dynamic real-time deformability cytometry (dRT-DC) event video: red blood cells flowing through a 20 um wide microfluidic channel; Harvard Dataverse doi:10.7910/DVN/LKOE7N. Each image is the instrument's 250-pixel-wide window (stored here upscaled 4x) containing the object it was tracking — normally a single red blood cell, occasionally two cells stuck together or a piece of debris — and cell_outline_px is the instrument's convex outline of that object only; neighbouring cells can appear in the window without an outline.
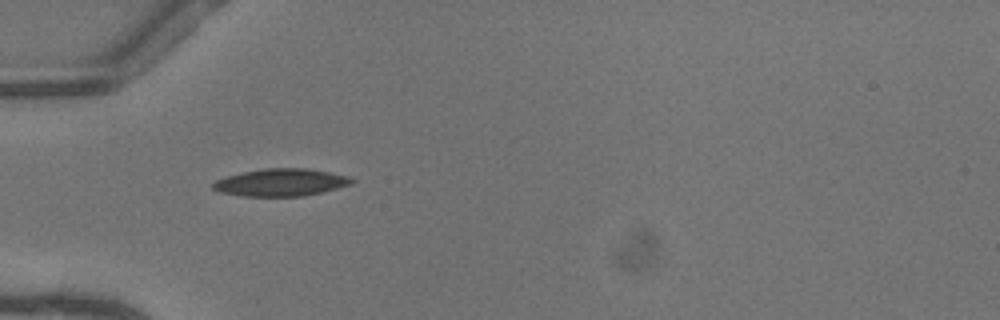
{"species": "common noctule bat (a hibernating species)", "species_latin": "Nyctalus noctula", "temperature_condition": "warm", "stored_images_in_passage": 33, "camera_frame_rate_fps": 3000, "um_per_image_px": 0.085, "animal": {"sex": "female"}, "frame": {"image": 1, "passage_image": 1, "time_ms": 0.0, "image_size_px": [1000, 320], "cell_outline_px": [[356, 180], [352, 184], [304, 196], [244, 196], [220, 192], [212, 188], [212, 184], [216, 180], [228, 176], [244, 172], [264, 168], [308, 168], [348, 176]], "centroid_in_image_um": [23.89, 15.5], "position_along_channel_um": 61.1, "area_um2": 21.96}}
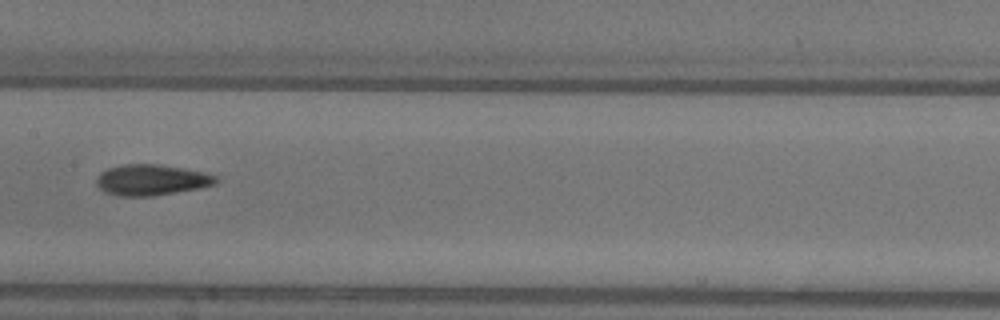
{"frame": {"image": 2, "passage_image": 11, "time_ms": 3.333, "image_size_px": [1000, 320], "cell_outline_px": [[220, 180], [216, 184], [200, 188], [152, 196], [120, 196], [104, 192], [96, 184], [96, 180], [100, 172], [108, 168], [124, 164], [160, 164], [184, 168], [204, 172], [216, 176]], "centroid_in_image_um": [12.89, 15.29], "position_along_channel_um": 194.5, "area_um2": 21.62}}
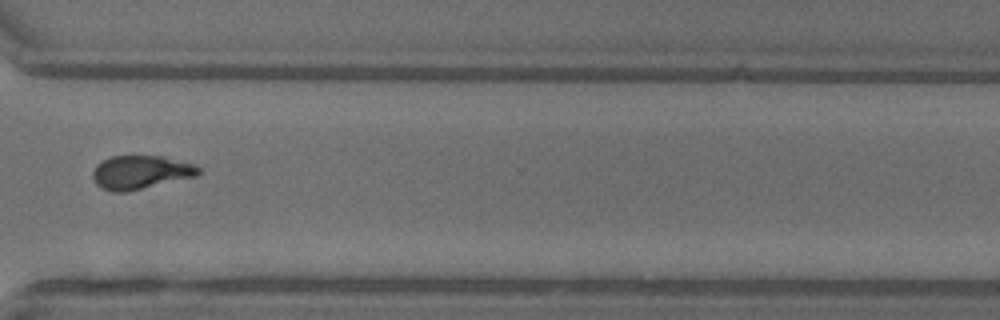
{"frame": {"image": 3, "passage_image": 23, "time_ms": 7.333, "image_size_px": [1000, 320], "cell_outline_px": [[200, 172], [196, 176], [128, 192], [112, 192], [96, 184], [92, 176], [92, 172], [96, 164], [112, 156], [164, 156], [192, 164], [200, 168]], "centroid_in_image_um": [11.93, 14.65], "position_along_channel_um": 358.7, "area_um2": 20.63}, "authors_computed_cell_mechanics": {"area_um2": 20.6924, "velocity_mm_per_s": 4.119, "shape_relaxation_time_tau1_ms": 7.8071, "shape_relaxation_time_tau2_ms": 1.8247, "deformation_change_tau1": 0.2463, "deformation_change_tau2": 0.092}}